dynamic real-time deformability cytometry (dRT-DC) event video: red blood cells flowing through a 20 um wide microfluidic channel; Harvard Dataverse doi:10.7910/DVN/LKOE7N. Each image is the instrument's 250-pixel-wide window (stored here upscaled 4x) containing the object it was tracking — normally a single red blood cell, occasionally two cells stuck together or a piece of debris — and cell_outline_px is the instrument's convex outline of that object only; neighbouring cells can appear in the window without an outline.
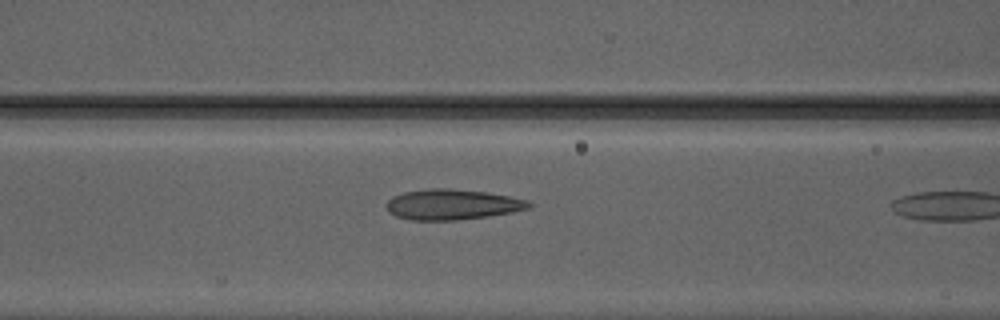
{"species": "Egyptian fruit bat (a non-hibernating species)", "species_latin": "Rousettus aegyptiacus", "temperature_condition": "warm", "stored_images_in_passage": 4, "camera_frame_rate_fps": 3000, "um_per_image_px": 0.085, "animal": {"sex": "male"}, "frame": {"image": 1, "passage_image": 3, "time_ms": 0.667, "image_size_px": [1000, 320], "cell_outline_px": [[532, 208], [512, 212], [488, 216], [456, 220], [408, 220], [396, 216], [388, 212], [388, 200], [392, 196], [404, 192], [428, 188], [452, 188], [484, 192], [508, 196], [528, 200], [532, 204]], "centroid_in_image_um": [38.44, 17.38], "position_along_channel_um": 128.2, "area_um2": 25.32}}